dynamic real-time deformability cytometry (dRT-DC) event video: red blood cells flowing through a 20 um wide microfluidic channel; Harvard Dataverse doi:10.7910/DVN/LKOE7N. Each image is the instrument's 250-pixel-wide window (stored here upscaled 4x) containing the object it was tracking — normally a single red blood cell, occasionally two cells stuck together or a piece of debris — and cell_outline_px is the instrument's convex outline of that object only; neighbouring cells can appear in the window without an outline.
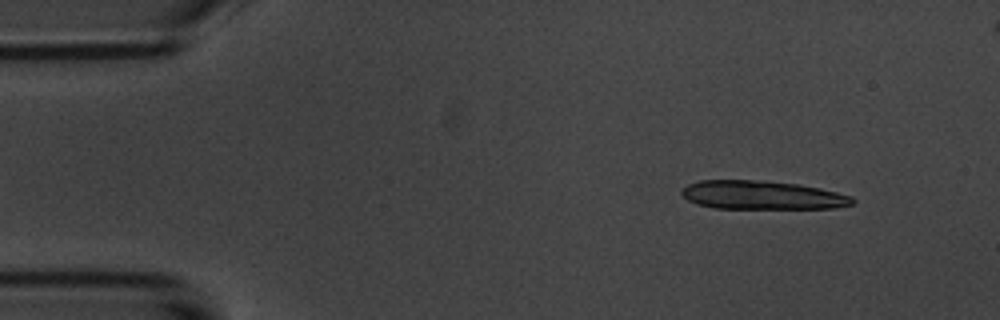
{"species": "common noctule bat (a hibernating species)", "species_latin": "Nyctalus noctula", "temperature_condition": "room temperature", "stored_images_in_passage": 8, "camera_frame_rate_fps": 3000, "um_per_image_px": 0.085, "animal": {"sex": "male", "body_mass_g": 20.1, "forearm_length_mm": 53.5}, "frame": {"image": 1, "passage_image": 2, "time_ms": 1.0, "image_size_px": [1000, 320], "cell_outline_px": [[856, 200], [852, 204], [832, 208], [716, 208], [696, 204], [688, 200], [680, 192], [688, 184], [700, 180], [764, 180], [796, 184], [820, 188], [852, 196]], "centroid_in_image_um": [64.77, 16.58], "position_along_channel_um": 20.2, "area_um2": 28.38}}
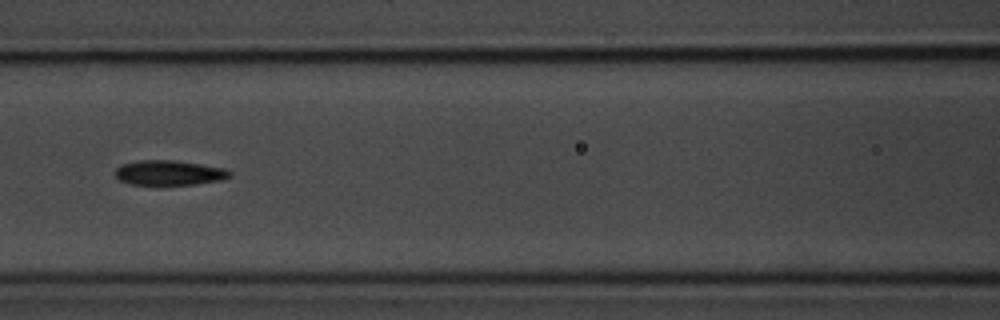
{"frame": {"image": 2, "passage_image": 7, "time_ms": 7.0, "image_size_px": [1000, 320], "cell_outline_px": [[232, 176], [220, 180], [196, 184], [132, 184], [120, 180], [116, 176], [116, 168], [124, 164], [140, 160], [172, 160], [224, 168], [232, 172]], "centroid_in_image_um": [14.41, 14.68], "position_along_channel_um": 152.2, "area_um2": 16.24}}
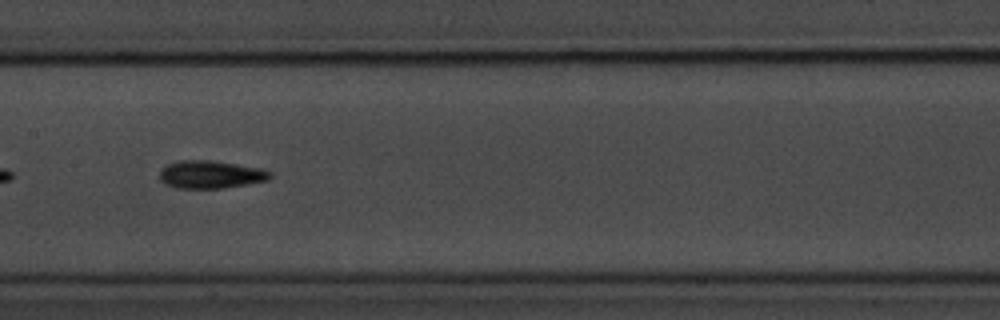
{"frame": {"image": 3, "passage_image": 8, "time_ms": 8.0, "image_size_px": [1000, 320], "cell_outline_px": [[272, 176], [268, 180], [224, 188], [180, 188], [164, 184], [160, 180], [160, 172], [168, 164], [180, 160], [212, 160], [264, 168], [272, 172]], "centroid_in_image_um": [17.95, 14.82], "position_along_channel_um": 189.5, "area_um2": 17.98}}